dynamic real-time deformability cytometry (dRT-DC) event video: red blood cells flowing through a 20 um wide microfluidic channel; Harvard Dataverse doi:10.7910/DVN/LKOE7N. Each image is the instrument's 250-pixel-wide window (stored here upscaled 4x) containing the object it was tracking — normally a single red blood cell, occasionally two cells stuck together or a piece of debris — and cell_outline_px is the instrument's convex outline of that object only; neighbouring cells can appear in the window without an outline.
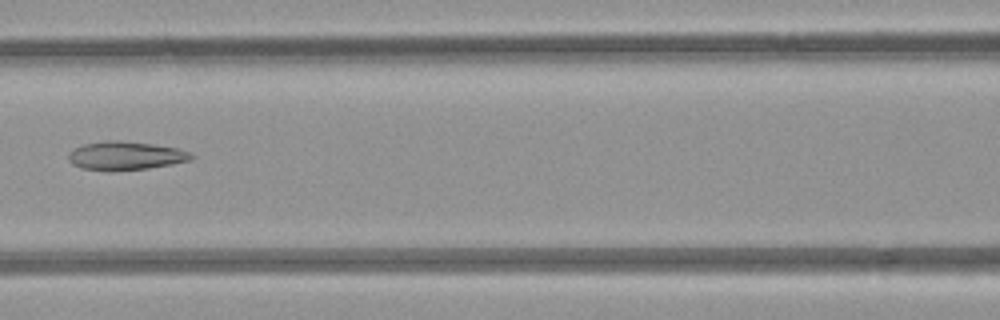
{"species": "common noctule bat (a hibernating species)", "species_latin": "Nyctalus noctula", "temperature_condition": "room temperature", "stored_images_in_passage": 5, "camera_frame_rate_fps": 3000, "um_per_image_px": 0.085, "animal": {"sex": "female", "body_mass_g": 21.9}, "frame": {"image": 1, "passage_image": 5, "time_ms": 4.333, "image_size_px": [1000, 320], "cell_outline_px": [[196, 156], [192, 160], [148, 168], [80, 168], [72, 164], [68, 160], [68, 156], [72, 148], [84, 144], [104, 140], [120, 140], [152, 144], [176, 148], [188, 152]], "centroid_in_image_um": [10.67, 13.19], "position_along_channel_um": 155.9, "area_um2": 19.71}}